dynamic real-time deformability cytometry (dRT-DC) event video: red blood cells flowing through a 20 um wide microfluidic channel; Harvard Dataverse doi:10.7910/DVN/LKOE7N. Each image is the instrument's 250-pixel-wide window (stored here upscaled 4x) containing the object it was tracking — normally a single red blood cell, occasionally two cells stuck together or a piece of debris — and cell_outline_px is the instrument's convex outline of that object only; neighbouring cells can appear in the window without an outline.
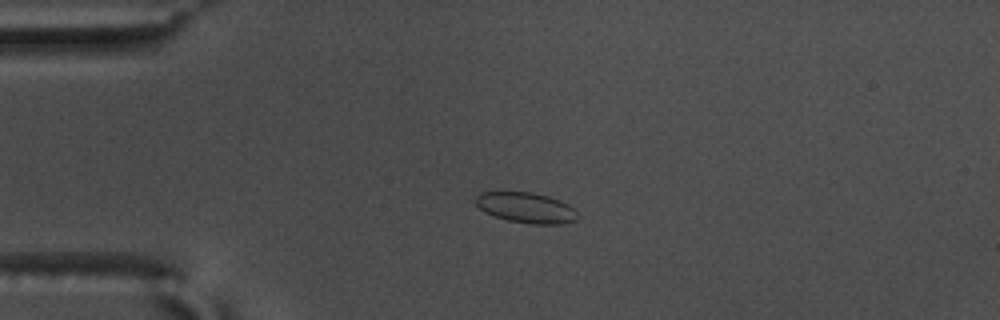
{"species": "common noctule bat (a hibernating species)", "species_latin": "Nyctalus noctula", "temperature_condition": "warm", "stored_images_in_passage": 57, "camera_frame_rate_fps": 3000, "um_per_image_px": 0.085, "animal": {"sex": "male", "body_mass_g": 17.5, "forearm_length_mm": 52.3}, "frame": {"image": 1, "passage_image": 14, "time_ms": 4.333, "image_size_px": [1000, 320], "cell_outline_px": [[576, 220], [564, 224], [532, 224], [508, 220], [484, 212], [472, 200], [480, 192], [532, 192], [548, 196], [560, 200], [568, 204], [576, 212]], "centroid_in_image_um": [44.69, 17.64], "position_along_channel_um": 40.3, "area_um2": 18.09}}
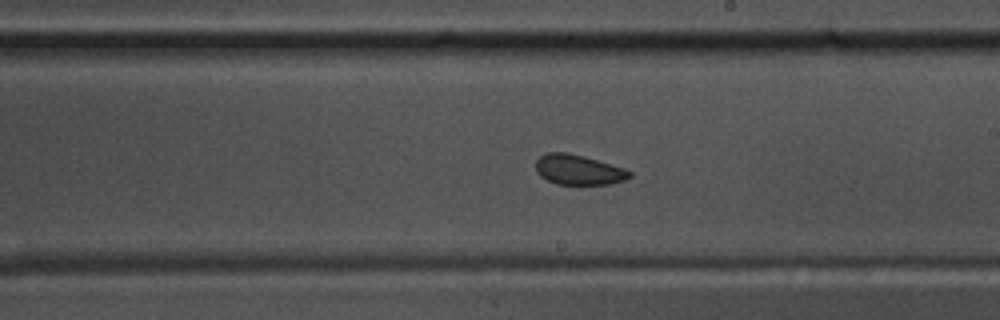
{"frame": {"image": 2, "passage_image": 33, "time_ms": 10.667, "image_size_px": [1000, 320], "cell_outline_px": [[632, 176], [624, 180], [612, 184], [556, 184], [540, 176], [536, 172], [536, 160], [540, 156], [548, 152], [568, 152], [584, 156], [624, 168], [632, 172]], "centroid_in_image_um": [49.17, 14.43], "position_along_channel_um": 239.8, "area_um2": 16.47}}
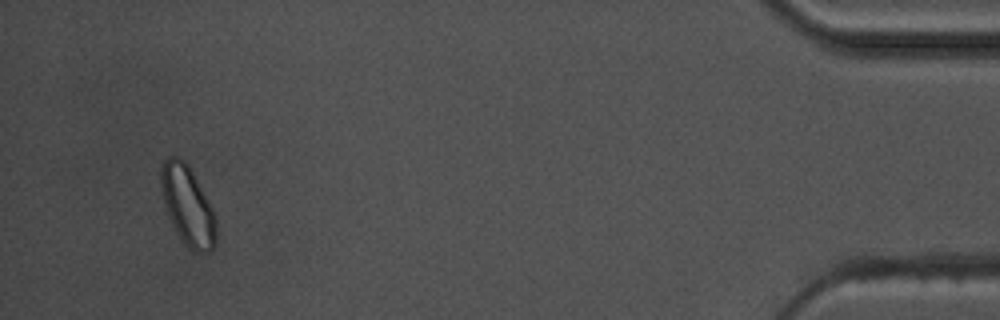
{"frame": {"image": 3, "passage_image": 54, "time_ms": 17.667, "image_size_px": [1000, 320], "cell_outline_px": [[216, 244], [212, 252], [196, 252], [188, 248], [184, 244], [176, 232], [168, 216], [160, 184], [160, 168], [164, 160], [168, 156], [180, 156], [188, 164], [212, 208], [216, 220]], "centroid_in_image_um": [15.95, 17.48], "position_along_channel_um": 419.3, "area_um2": 25.61}, "authors_computed_cell_mechanics": {"area_um2": 18.0336, "velocity_mm_per_s": 3.6238, "shape_relaxation_time_tau1_ms": null, "shape_relaxation_time_tau2_ms": 2.2315, "deformation_change_tau1": null, "deformation_change_tau2": 0.0566}}